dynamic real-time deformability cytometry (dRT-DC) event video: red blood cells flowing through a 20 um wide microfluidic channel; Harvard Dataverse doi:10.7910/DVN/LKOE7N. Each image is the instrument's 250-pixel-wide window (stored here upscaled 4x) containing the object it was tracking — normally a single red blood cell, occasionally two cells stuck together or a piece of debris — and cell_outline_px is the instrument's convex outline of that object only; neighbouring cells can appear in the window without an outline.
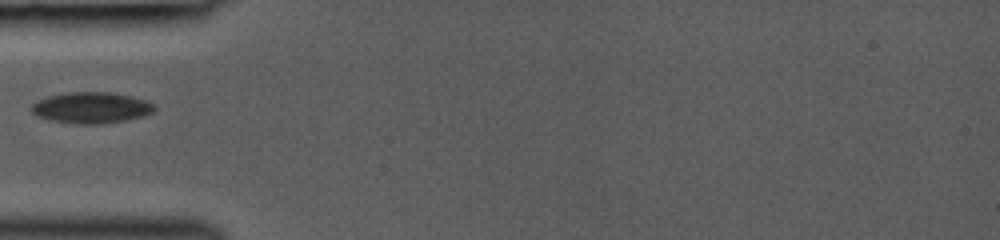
{"species": "common noctule bat (a hibernating species)", "species_latin": "Nyctalus noctula", "temperature_condition": "room temperature", "stored_images_in_passage": 28, "camera_frame_rate_fps": 3000, "um_per_image_px": 0.085, "animal": {"sex": "female", "body_mass_g": 19.0, "forearm_length_mm": 53.3}, "frame": {"image": 1, "passage_image": 1, "time_ms": 0.0, "image_size_px": [1000, 240], "cell_outline_px": [[156, 108], [152, 112], [144, 116], [128, 120], [104, 124], [76, 124], [52, 120], [40, 116], [32, 112], [28, 108], [36, 100], [48, 96], [64, 92], [112, 92], [132, 96], [156, 104]], "centroid_in_image_um": [7.77, 9.15], "position_along_channel_um": 77.2, "area_um2": 22.6}}
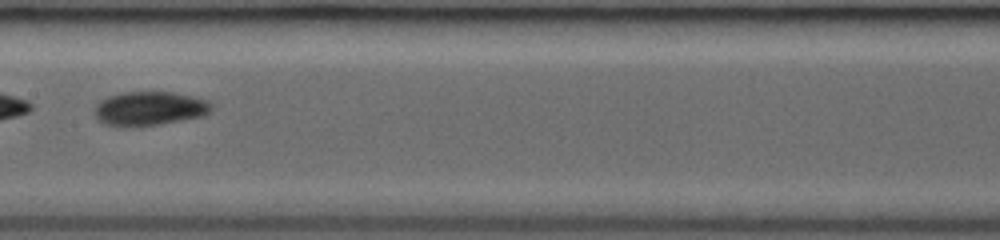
{"frame": {"image": 2, "passage_image": 9, "time_ms": 2.667, "image_size_px": [1000, 240], "cell_outline_px": [[212, 108], [204, 116], [160, 124], [132, 128], [104, 124], [96, 116], [92, 108], [100, 100], [108, 96], [120, 92], [172, 92], [196, 96], [208, 100], [212, 104]], "centroid_in_image_um": [12.69, 9.23], "position_along_channel_um": 194.7, "area_um2": 23.64}}
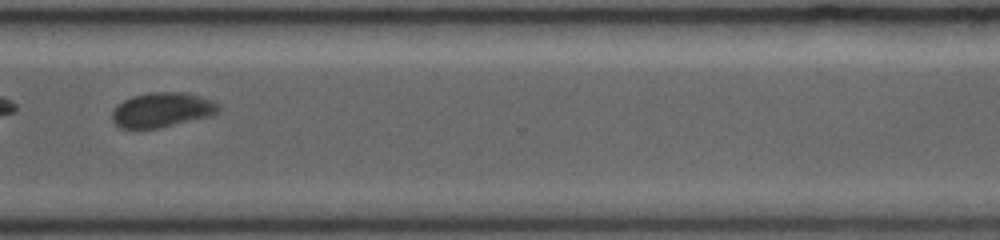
{"frame": {"image": 3, "passage_image": 20, "time_ms": 6.333, "image_size_px": [1000, 240], "cell_outline_px": [[220, 112], [212, 116], [160, 128], [120, 128], [112, 120], [112, 112], [116, 104], [132, 96], [152, 92], [184, 92], [200, 96], [212, 100], [220, 104]], "centroid_in_image_um": [13.81, 9.34], "position_along_channel_um": 356.8, "area_um2": 21.79}}